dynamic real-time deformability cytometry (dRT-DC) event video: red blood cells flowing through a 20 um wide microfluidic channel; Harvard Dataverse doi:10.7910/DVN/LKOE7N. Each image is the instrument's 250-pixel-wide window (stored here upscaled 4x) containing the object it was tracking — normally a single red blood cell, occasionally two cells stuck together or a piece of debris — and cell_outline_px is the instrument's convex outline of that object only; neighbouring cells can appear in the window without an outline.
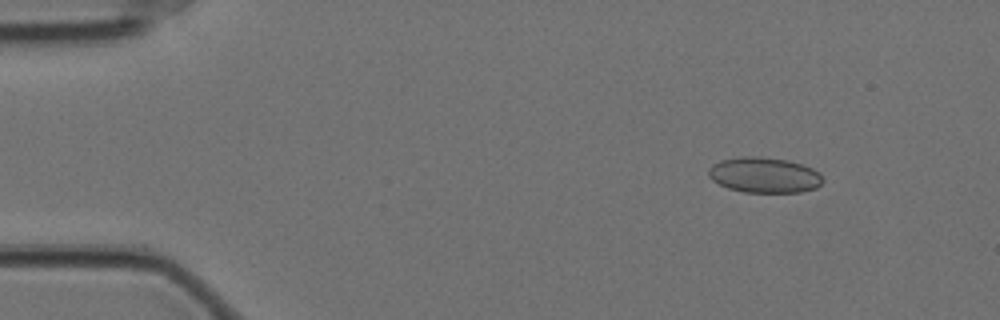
{"species": "Egyptian fruit bat (a non-hibernating species)", "species_latin": "Rousettus aegyptiacus", "temperature_condition": "cold", "stored_images_in_passage": 26, "camera_frame_rate_fps": 3000, "um_per_image_px": 0.085, "animal": {"sex": "female"}, "frame": {"image": 1, "passage_image": 4, "time_ms": 1.0, "image_size_px": [1000, 320], "cell_outline_px": [[824, 180], [816, 188], [800, 192], [744, 192], [728, 188], [712, 180], [708, 176], [708, 168], [712, 164], [720, 160], [740, 156], [760, 156], [788, 160], [812, 168], [820, 172]], "centroid_in_image_um": [64.95, 14.87], "position_along_channel_um": 20.0, "area_um2": 23.81}}
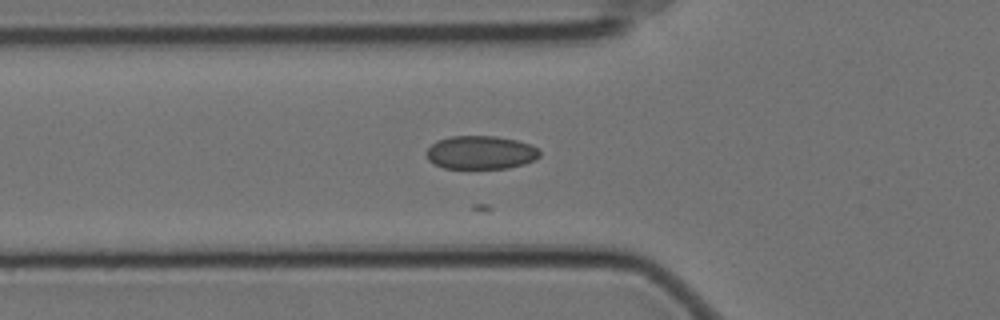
{"frame": {"image": 2, "passage_image": 17, "time_ms": 5.333, "image_size_px": [1000, 320], "cell_outline_px": [[540, 156], [536, 160], [524, 164], [508, 168], [444, 168], [428, 160], [424, 152], [436, 140], [452, 136], [496, 136], [516, 140], [532, 144], [540, 148]], "centroid_in_image_um": [40.89, 12.95], "position_along_channel_um": 84.9, "area_um2": 22.31}}
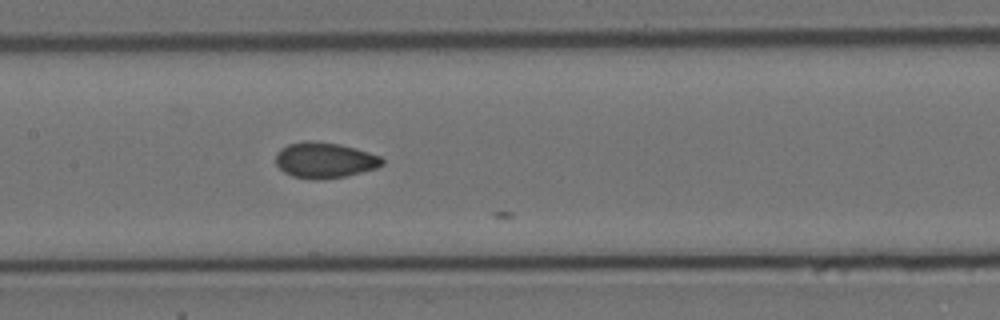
{"frame": {"image": 3, "passage_image": 25, "time_ms": 8.0, "image_size_px": [1000, 320], "cell_outline_px": [[384, 164], [376, 168], [344, 176], [312, 180], [292, 176], [284, 172], [276, 164], [276, 152], [280, 148], [288, 144], [304, 140], [312, 140], [340, 144], [356, 148], [380, 156], [384, 160]], "centroid_in_image_um": [27.57, 13.6], "position_along_channel_um": 179.8, "area_um2": 22.2}}